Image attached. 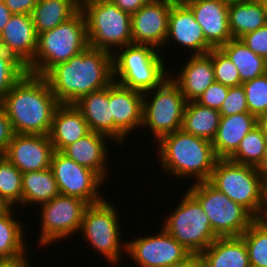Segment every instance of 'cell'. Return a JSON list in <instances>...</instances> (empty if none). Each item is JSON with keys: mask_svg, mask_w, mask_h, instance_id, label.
I'll list each match as a JSON object with an SVG mask.
<instances>
[{"mask_svg": "<svg viewBox=\"0 0 267 267\" xmlns=\"http://www.w3.org/2000/svg\"><path fill=\"white\" fill-rule=\"evenodd\" d=\"M60 104H74L113 81V55L88 46L82 52L52 67L43 76Z\"/></svg>", "mask_w": 267, "mask_h": 267, "instance_id": "obj_1", "label": "cell"}, {"mask_svg": "<svg viewBox=\"0 0 267 267\" xmlns=\"http://www.w3.org/2000/svg\"><path fill=\"white\" fill-rule=\"evenodd\" d=\"M14 133L49 135L60 105L43 76L26 73L0 100Z\"/></svg>", "mask_w": 267, "mask_h": 267, "instance_id": "obj_2", "label": "cell"}, {"mask_svg": "<svg viewBox=\"0 0 267 267\" xmlns=\"http://www.w3.org/2000/svg\"><path fill=\"white\" fill-rule=\"evenodd\" d=\"M157 147L162 169L177 179L193 175L196 183L208 181L218 160L212 142L182 129L161 137Z\"/></svg>", "mask_w": 267, "mask_h": 267, "instance_id": "obj_3", "label": "cell"}, {"mask_svg": "<svg viewBox=\"0 0 267 267\" xmlns=\"http://www.w3.org/2000/svg\"><path fill=\"white\" fill-rule=\"evenodd\" d=\"M87 47L86 19L79 9L59 26L38 34L37 50L26 72L44 76L52 67L67 62Z\"/></svg>", "mask_w": 267, "mask_h": 267, "instance_id": "obj_4", "label": "cell"}, {"mask_svg": "<svg viewBox=\"0 0 267 267\" xmlns=\"http://www.w3.org/2000/svg\"><path fill=\"white\" fill-rule=\"evenodd\" d=\"M120 50L113 54V79L119 85L144 93L160 86L170 76L154 46L131 44Z\"/></svg>", "mask_w": 267, "mask_h": 267, "instance_id": "obj_5", "label": "cell"}, {"mask_svg": "<svg viewBox=\"0 0 267 267\" xmlns=\"http://www.w3.org/2000/svg\"><path fill=\"white\" fill-rule=\"evenodd\" d=\"M80 9L86 19L88 46L113 55L118 48L133 44L131 14L110 0H80Z\"/></svg>", "mask_w": 267, "mask_h": 267, "instance_id": "obj_6", "label": "cell"}, {"mask_svg": "<svg viewBox=\"0 0 267 267\" xmlns=\"http://www.w3.org/2000/svg\"><path fill=\"white\" fill-rule=\"evenodd\" d=\"M264 178L256 167L218 159L208 181L257 219L262 206Z\"/></svg>", "mask_w": 267, "mask_h": 267, "instance_id": "obj_7", "label": "cell"}, {"mask_svg": "<svg viewBox=\"0 0 267 267\" xmlns=\"http://www.w3.org/2000/svg\"><path fill=\"white\" fill-rule=\"evenodd\" d=\"M187 191L200 203L218 237L241 236L255 220L244 207L209 181L194 182Z\"/></svg>", "mask_w": 267, "mask_h": 267, "instance_id": "obj_8", "label": "cell"}, {"mask_svg": "<svg viewBox=\"0 0 267 267\" xmlns=\"http://www.w3.org/2000/svg\"><path fill=\"white\" fill-rule=\"evenodd\" d=\"M185 105L180 88L168 77L160 86L143 93L142 127H149L156 141L180 130Z\"/></svg>", "mask_w": 267, "mask_h": 267, "instance_id": "obj_9", "label": "cell"}, {"mask_svg": "<svg viewBox=\"0 0 267 267\" xmlns=\"http://www.w3.org/2000/svg\"><path fill=\"white\" fill-rule=\"evenodd\" d=\"M163 228L192 254H200L218 236L200 203L187 191Z\"/></svg>", "mask_w": 267, "mask_h": 267, "instance_id": "obj_10", "label": "cell"}, {"mask_svg": "<svg viewBox=\"0 0 267 267\" xmlns=\"http://www.w3.org/2000/svg\"><path fill=\"white\" fill-rule=\"evenodd\" d=\"M115 205L105 199L95 204H89L84 211L80 231L83 239L90 242L93 248L104 255L114 266L120 262L122 249L126 250V243L122 244L118 210ZM117 263V264H116Z\"/></svg>", "mask_w": 267, "mask_h": 267, "instance_id": "obj_11", "label": "cell"}, {"mask_svg": "<svg viewBox=\"0 0 267 267\" xmlns=\"http://www.w3.org/2000/svg\"><path fill=\"white\" fill-rule=\"evenodd\" d=\"M89 204L75 196L57 195L41 207L40 245H50L80 231L85 208Z\"/></svg>", "mask_w": 267, "mask_h": 267, "instance_id": "obj_12", "label": "cell"}, {"mask_svg": "<svg viewBox=\"0 0 267 267\" xmlns=\"http://www.w3.org/2000/svg\"><path fill=\"white\" fill-rule=\"evenodd\" d=\"M50 168L61 195L75 196L88 204L104 200L98 191L104 180L96 172L79 165L61 151L53 152Z\"/></svg>", "mask_w": 267, "mask_h": 267, "instance_id": "obj_13", "label": "cell"}, {"mask_svg": "<svg viewBox=\"0 0 267 267\" xmlns=\"http://www.w3.org/2000/svg\"><path fill=\"white\" fill-rule=\"evenodd\" d=\"M125 253L138 267H174L192 255L163 227L154 236H140L126 242Z\"/></svg>", "mask_w": 267, "mask_h": 267, "instance_id": "obj_14", "label": "cell"}, {"mask_svg": "<svg viewBox=\"0 0 267 267\" xmlns=\"http://www.w3.org/2000/svg\"><path fill=\"white\" fill-rule=\"evenodd\" d=\"M174 2V0H150L131 15L133 44L151 45L158 49L165 46L169 13Z\"/></svg>", "mask_w": 267, "mask_h": 267, "instance_id": "obj_15", "label": "cell"}, {"mask_svg": "<svg viewBox=\"0 0 267 267\" xmlns=\"http://www.w3.org/2000/svg\"><path fill=\"white\" fill-rule=\"evenodd\" d=\"M109 104L114 122V141L123 144L130 132L142 128L143 93L113 81L109 85Z\"/></svg>", "mask_w": 267, "mask_h": 267, "instance_id": "obj_16", "label": "cell"}, {"mask_svg": "<svg viewBox=\"0 0 267 267\" xmlns=\"http://www.w3.org/2000/svg\"><path fill=\"white\" fill-rule=\"evenodd\" d=\"M53 152L49 135L15 133L4 156L26 173L50 168Z\"/></svg>", "mask_w": 267, "mask_h": 267, "instance_id": "obj_17", "label": "cell"}, {"mask_svg": "<svg viewBox=\"0 0 267 267\" xmlns=\"http://www.w3.org/2000/svg\"><path fill=\"white\" fill-rule=\"evenodd\" d=\"M37 43L32 15L12 14L0 34V48L27 67L34 59Z\"/></svg>", "mask_w": 267, "mask_h": 267, "instance_id": "obj_18", "label": "cell"}, {"mask_svg": "<svg viewBox=\"0 0 267 267\" xmlns=\"http://www.w3.org/2000/svg\"><path fill=\"white\" fill-rule=\"evenodd\" d=\"M200 24L206 41L220 48L233 39L228 20L229 3L223 0H187L184 2Z\"/></svg>", "mask_w": 267, "mask_h": 267, "instance_id": "obj_19", "label": "cell"}, {"mask_svg": "<svg viewBox=\"0 0 267 267\" xmlns=\"http://www.w3.org/2000/svg\"><path fill=\"white\" fill-rule=\"evenodd\" d=\"M172 40L192 50V55L207 54L213 47L206 41L200 24L184 2H174L169 13L165 45Z\"/></svg>", "mask_w": 267, "mask_h": 267, "instance_id": "obj_20", "label": "cell"}, {"mask_svg": "<svg viewBox=\"0 0 267 267\" xmlns=\"http://www.w3.org/2000/svg\"><path fill=\"white\" fill-rule=\"evenodd\" d=\"M181 69L179 75H170V78L178 85L186 102L198 100L215 81L212 49L204 55H192Z\"/></svg>", "mask_w": 267, "mask_h": 267, "instance_id": "obj_21", "label": "cell"}, {"mask_svg": "<svg viewBox=\"0 0 267 267\" xmlns=\"http://www.w3.org/2000/svg\"><path fill=\"white\" fill-rule=\"evenodd\" d=\"M108 136L90 131L87 135L66 146L61 152L79 165L96 172L103 180L107 177Z\"/></svg>", "mask_w": 267, "mask_h": 267, "instance_id": "obj_22", "label": "cell"}, {"mask_svg": "<svg viewBox=\"0 0 267 267\" xmlns=\"http://www.w3.org/2000/svg\"><path fill=\"white\" fill-rule=\"evenodd\" d=\"M89 132L86 120L74 104H60L56 108L49 133L54 151H62Z\"/></svg>", "mask_w": 267, "mask_h": 267, "instance_id": "obj_23", "label": "cell"}, {"mask_svg": "<svg viewBox=\"0 0 267 267\" xmlns=\"http://www.w3.org/2000/svg\"><path fill=\"white\" fill-rule=\"evenodd\" d=\"M258 125V118L250 113H239L220 118L212 141L218 159H228L238 148L245 135Z\"/></svg>", "mask_w": 267, "mask_h": 267, "instance_id": "obj_24", "label": "cell"}, {"mask_svg": "<svg viewBox=\"0 0 267 267\" xmlns=\"http://www.w3.org/2000/svg\"><path fill=\"white\" fill-rule=\"evenodd\" d=\"M74 106L81 112L90 131L106 135L114 141V122L109 104V86L81 97Z\"/></svg>", "mask_w": 267, "mask_h": 267, "instance_id": "obj_25", "label": "cell"}, {"mask_svg": "<svg viewBox=\"0 0 267 267\" xmlns=\"http://www.w3.org/2000/svg\"><path fill=\"white\" fill-rule=\"evenodd\" d=\"M200 255L208 267H251L241 236L217 237Z\"/></svg>", "mask_w": 267, "mask_h": 267, "instance_id": "obj_26", "label": "cell"}, {"mask_svg": "<svg viewBox=\"0 0 267 267\" xmlns=\"http://www.w3.org/2000/svg\"><path fill=\"white\" fill-rule=\"evenodd\" d=\"M229 29L234 39L267 25L261 0H244L229 3Z\"/></svg>", "mask_w": 267, "mask_h": 267, "instance_id": "obj_27", "label": "cell"}, {"mask_svg": "<svg viewBox=\"0 0 267 267\" xmlns=\"http://www.w3.org/2000/svg\"><path fill=\"white\" fill-rule=\"evenodd\" d=\"M220 118L218 110L201 106L196 101L186 102L181 129L212 142L216 136Z\"/></svg>", "mask_w": 267, "mask_h": 267, "instance_id": "obj_28", "label": "cell"}, {"mask_svg": "<svg viewBox=\"0 0 267 267\" xmlns=\"http://www.w3.org/2000/svg\"><path fill=\"white\" fill-rule=\"evenodd\" d=\"M80 9V0H38L32 12L37 34L54 29Z\"/></svg>", "mask_w": 267, "mask_h": 267, "instance_id": "obj_29", "label": "cell"}, {"mask_svg": "<svg viewBox=\"0 0 267 267\" xmlns=\"http://www.w3.org/2000/svg\"><path fill=\"white\" fill-rule=\"evenodd\" d=\"M51 168L26 172L22 175V205L43 204L59 195Z\"/></svg>", "mask_w": 267, "mask_h": 267, "instance_id": "obj_30", "label": "cell"}, {"mask_svg": "<svg viewBox=\"0 0 267 267\" xmlns=\"http://www.w3.org/2000/svg\"><path fill=\"white\" fill-rule=\"evenodd\" d=\"M220 49L237 67L242 83L266 73L267 61L251 51L240 39L233 38Z\"/></svg>", "mask_w": 267, "mask_h": 267, "instance_id": "obj_31", "label": "cell"}, {"mask_svg": "<svg viewBox=\"0 0 267 267\" xmlns=\"http://www.w3.org/2000/svg\"><path fill=\"white\" fill-rule=\"evenodd\" d=\"M13 213V208H3L0 211V259L12 258L27 252L23 226L13 217Z\"/></svg>", "mask_w": 267, "mask_h": 267, "instance_id": "obj_32", "label": "cell"}, {"mask_svg": "<svg viewBox=\"0 0 267 267\" xmlns=\"http://www.w3.org/2000/svg\"><path fill=\"white\" fill-rule=\"evenodd\" d=\"M22 175L4 155H0V204L4 208L22 205Z\"/></svg>", "mask_w": 267, "mask_h": 267, "instance_id": "obj_33", "label": "cell"}, {"mask_svg": "<svg viewBox=\"0 0 267 267\" xmlns=\"http://www.w3.org/2000/svg\"><path fill=\"white\" fill-rule=\"evenodd\" d=\"M266 142L262 129L257 125L245 135L228 160L257 168L263 159Z\"/></svg>", "mask_w": 267, "mask_h": 267, "instance_id": "obj_34", "label": "cell"}, {"mask_svg": "<svg viewBox=\"0 0 267 267\" xmlns=\"http://www.w3.org/2000/svg\"><path fill=\"white\" fill-rule=\"evenodd\" d=\"M251 267H267V223L255 219L241 235Z\"/></svg>", "mask_w": 267, "mask_h": 267, "instance_id": "obj_35", "label": "cell"}, {"mask_svg": "<svg viewBox=\"0 0 267 267\" xmlns=\"http://www.w3.org/2000/svg\"><path fill=\"white\" fill-rule=\"evenodd\" d=\"M249 113L257 118L267 115V73L242 83Z\"/></svg>", "mask_w": 267, "mask_h": 267, "instance_id": "obj_36", "label": "cell"}, {"mask_svg": "<svg viewBox=\"0 0 267 267\" xmlns=\"http://www.w3.org/2000/svg\"><path fill=\"white\" fill-rule=\"evenodd\" d=\"M26 73L23 64L0 48V100Z\"/></svg>", "mask_w": 267, "mask_h": 267, "instance_id": "obj_37", "label": "cell"}, {"mask_svg": "<svg viewBox=\"0 0 267 267\" xmlns=\"http://www.w3.org/2000/svg\"><path fill=\"white\" fill-rule=\"evenodd\" d=\"M212 65L215 81L227 87L242 85L237 67L220 48L212 49Z\"/></svg>", "mask_w": 267, "mask_h": 267, "instance_id": "obj_38", "label": "cell"}, {"mask_svg": "<svg viewBox=\"0 0 267 267\" xmlns=\"http://www.w3.org/2000/svg\"><path fill=\"white\" fill-rule=\"evenodd\" d=\"M219 113L221 117L239 113H249L247 98L242 85L229 87L226 99L223 102Z\"/></svg>", "mask_w": 267, "mask_h": 267, "instance_id": "obj_39", "label": "cell"}, {"mask_svg": "<svg viewBox=\"0 0 267 267\" xmlns=\"http://www.w3.org/2000/svg\"><path fill=\"white\" fill-rule=\"evenodd\" d=\"M229 87L214 81L200 96L197 103L201 106L209 107L211 109L220 110L223 102L226 99Z\"/></svg>", "mask_w": 267, "mask_h": 267, "instance_id": "obj_40", "label": "cell"}, {"mask_svg": "<svg viewBox=\"0 0 267 267\" xmlns=\"http://www.w3.org/2000/svg\"><path fill=\"white\" fill-rule=\"evenodd\" d=\"M240 40L255 54L267 61V25L246 33Z\"/></svg>", "mask_w": 267, "mask_h": 267, "instance_id": "obj_41", "label": "cell"}, {"mask_svg": "<svg viewBox=\"0 0 267 267\" xmlns=\"http://www.w3.org/2000/svg\"><path fill=\"white\" fill-rule=\"evenodd\" d=\"M14 130L11 122L6 115L5 110L0 105V155H4L8 148L10 141L14 136Z\"/></svg>", "mask_w": 267, "mask_h": 267, "instance_id": "obj_42", "label": "cell"}, {"mask_svg": "<svg viewBox=\"0 0 267 267\" xmlns=\"http://www.w3.org/2000/svg\"><path fill=\"white\" fill-rule=\"evenodd\" d=\"M38 0H3L12 14L31 15Z\"/></svg>", "mask_w": 267, "mask_h": 267, "instance_id": "obj_43", "label": "cell"}, {"mask_svg": "<svg viewBox=\"0 0 267 267\" xmlns=\"http://www.w3.org/2000/svg\"><path fill=\"white\" fill-rule=\"evenodd\" d=\"M119 9L129 14L136 13L141 7L147 4L150 0H110Z\"/></svg>", "mask_w": 267, "mask_h": 267, "instance_id": "obj_44", "label": "cell"}, {"mask_svg": "<svg viewBox=\"0 0 267 267\" xmlns=\"http://www.w3.org/2000/svg\"><path fill=\"white\" fill-rule=\"evenodd\" d=\"M26 254H21L12 258L0 259V267H27L30 260Z\"/></svg>", "mask_w": 267, "mask_h": 267, "instance_id": "obj_45", "label": "cell"}, {"mask_svg": "<svg viewBox=\"0 0 267 267\" xmlns=\"http://www.w3.org/2000/svg\"><path fill=\"white\" fill-rule=\"evenodd\" d=\"M174 267H208V265L200 254H192Z\"/></svg>", "mask_w": 267, "mask_h": 267, "instance_id": "obj_46", "label": "cell"}, {"mask_svg": "<svg viewBox=\"0 0 267 267\" xmlns=\"http://www.w3.org/2000/svg\"><path fill=\"white\" fill-rule=\"evenodd\" d=\"M257 220L267 223V177H265L263 181L262 206Z\"/></svg>", "mask_w": 267, "mask_h": 267, "instance_id": "obj_47", "label": "cell"}, {"mask_svg": "<svg viewBox=\"0 0 267 267\" xmlns=\"http://www.w3.org/2000/svg\"><path fill=\"white\" fill-rule=\"evenodd\" d=\"M11 16L12 13L9 8L4 4L3 0H0V34L4 30V27L6 26Z\"/></svg>", "mask_w": 267, "mask_h": 267, "instance_id": "obj_48", "label": "cell"}, {"mask_svg": "<svg viewBox=\"0 0 267 267\" xmlns=\"http://www.w3.org/2000/svg\"><path fill=\"white\" fill-rule=\"evenodd\" d=\"M257 169L261 172L264 177H267V142L265 145V150L263 154V159L261 164L257 167Z\"/></svg>", "mask_w": 267, "mask_h": 267, "instance_id": "obj_49", "label": "cell"}, {"mask_svg": "<svg viewBox=\"0 0 267 267\" xmlns=\"http://www.w3.org/2000/svg\"><path fill=\"white\" fill-rule=\"evenodd\" d=\"M258 126L262 129L263 135L267 140V115L258 117Z\"/></svg>", "mask_w": 267, "mask_h": 267, "instance_id": "obj_50", "label": "cell"}, {"mask_svg": "<svg viewBox=\"0 0 267 267\" xmlns=\"http://www.w3.org/2000/svg\"><path fill=\"white\" fill-rule=\"evenodd\" d=\"M264 9H265V15H266V22H267V0H261Z\"/></svg>", "mask_w": 267, "mask_h": 267, "instance_id": "obj_51", "label": "cell"}, {"mask_svg": "<svg viewBox=\"0 0 267 267\" xmlns=\"http://www.w3.org/2000/svg\"><path fill=\"white\" fill-rule=\"evenodd\" d=\"M227 3H232V2H238V1H244V0H223Z\"/></svg>", "mask_w": 267, "mask_h": 267, "instance_id": "obj_52", "label": "cell"}, {"mask_svg": "<svg viewBox=\"0 0 267 267\" xmlns=\"http://www.w3.org/2000/svg\"><path fill=\"white\" fill-rule=\"evenodd\" d=\"M175 2H185L187 0H174Z\"/></svg>", "mask_w": 267, "mask_h": 267, "instance_id": "obj_53", "label": "cell"}, {"mask_svg": "<svg viewBox=\"0 0 267 267\" xmlns=\"http://www.w3.org/2000/svg\"><path fill=\"white\" fill-rule=\"evenodd\" d=\"M4 207L0 204V211L3 209Z\"/></svg>", "mask_w": 267, "mask_h": 267, "instance_id": "obj_54", "label": "cell"}]
</instances>
